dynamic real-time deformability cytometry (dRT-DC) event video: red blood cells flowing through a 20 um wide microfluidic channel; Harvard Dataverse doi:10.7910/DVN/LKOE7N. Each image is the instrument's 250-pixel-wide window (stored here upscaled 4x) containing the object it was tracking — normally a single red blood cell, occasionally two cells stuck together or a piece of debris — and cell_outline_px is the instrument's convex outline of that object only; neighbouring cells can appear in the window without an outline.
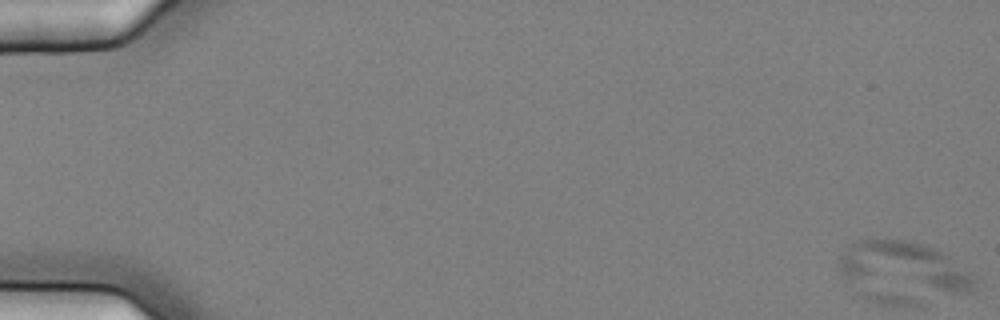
{"species": "common noctule bat (a hibernating species)", "species_latin": "Nyctalus noctula", "temperature_condition": "cold", "stored_images_in_passage": 7, "camera_frame_rate_fps": 3000, "um_per_image_px": 0.085, "animal": {"sex": "female", "body_mass_g": 25.1}, "frame": {"image": 1, "passage_image": 1, "time_ms": 0.0, "image_size_px": [1000, 320], "cell_outline_px": [[976, 288], [972, 292], [952, 292], [852, 284], [844, 280], [840, 276], [836, 268], [836, 264], [840, 256], [856, 240], [908, 240], [924, 244], [948, 256], [972, 272], [976, 276]], "centroid_in_image_um": [76.78, 22.69], "position_along_channel_um": 8.2, "area_um2": 39.48}}
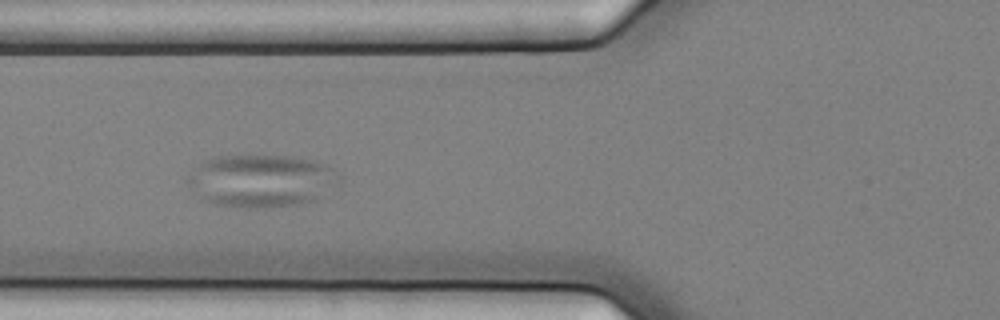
{"frame": {"image": 2, "passage_image": 7, "time_ms": 2.0, "image_size_px": [1000, 320], "cell_outline_px": [[340, 184], [312, 200], [296, 204], [248, 208], [240, 208], [216, 204], [200, 196], [188, 184], [188, 176], [204, 160], [212, 156], [296, 156], [316, 160], [328, 164], [340, 172]], "centroid_in_image_um": [22.29, 15.33], "position_along_channel_um": 103.5, "area_um2": 46.3}}